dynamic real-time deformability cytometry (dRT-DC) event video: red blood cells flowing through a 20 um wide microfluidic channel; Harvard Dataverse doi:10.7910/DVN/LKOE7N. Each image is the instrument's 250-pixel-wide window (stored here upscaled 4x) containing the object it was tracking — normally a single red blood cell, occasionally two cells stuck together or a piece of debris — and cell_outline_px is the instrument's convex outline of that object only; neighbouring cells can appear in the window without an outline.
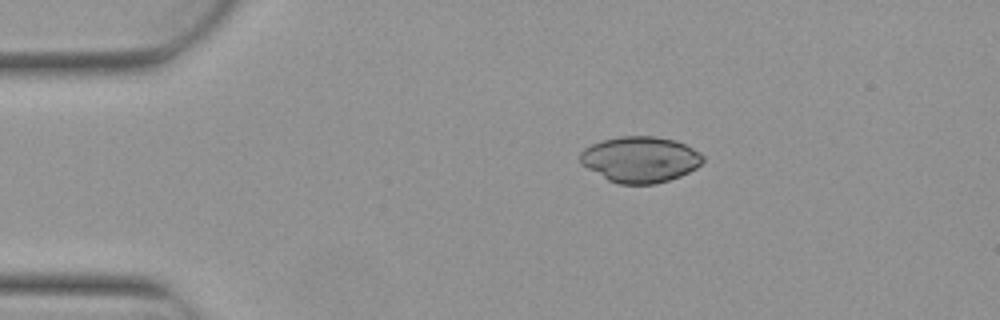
{"species": "Egyptian fruit bat (a non-hibernating species)", "species_latin": "Rousettus aegyptiacus", "temperature_condition": "warm", "stored_images_in_passage": 3, "camera_frame_rate_fps": 3000, "um_per_image_px": 0.085, "animal": {"sex": "female"}, "frame": {"image": 1, "passage_image": 2, "time_ms": 0.333, "image_size_px": [1000, 320], "cell_outline_px": [[704, 160], [696, 168], [680, 176], [656, 184], [620, 184], [608, 180], [580, 164], [580, 152], [584, 148], [592, 144], [604, 140], [620, 136], [656, 136], [672, 140], [684, 144], [700, 152], [704, 156]], "centroid_in_image_um": [54.4, 13.55], "position_along_channel_um": 30.6, "area_um2": 32.77}}